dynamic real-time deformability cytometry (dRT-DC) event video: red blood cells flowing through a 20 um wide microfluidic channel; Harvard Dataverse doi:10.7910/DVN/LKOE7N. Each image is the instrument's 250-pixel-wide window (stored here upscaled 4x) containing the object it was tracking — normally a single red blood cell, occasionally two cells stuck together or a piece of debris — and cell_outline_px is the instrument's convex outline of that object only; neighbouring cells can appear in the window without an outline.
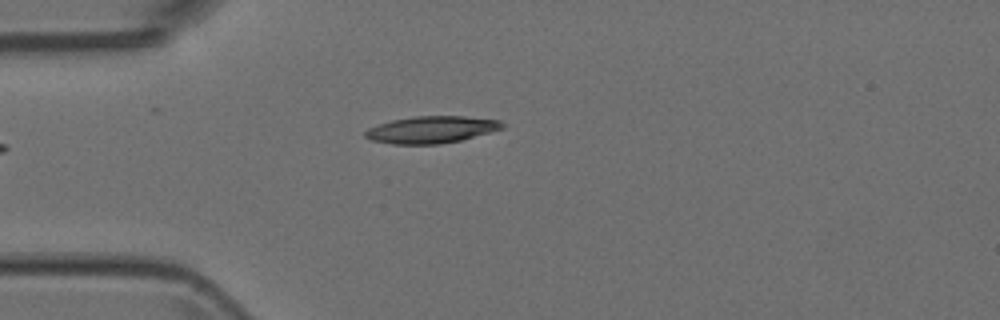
{"species": "Egyptian fruit bat (a non-hibernating species)", "species_latin": "Rousettus aegyptiacus", "temperature_condition": "room temperature", "stored_images_in_passage": 4, "camera_frame_rate_fps": 3000, "um_per_image_px": 0.085, "animal": {"sex": "female"}, "frame": {"image": 1, "passage_image": 4, "time_ms": 1.0, "image_size_px": [1000, 320], "cell_outline_px": [[504, 128], [460, 140], [440, 144], [392, 144], [372, 140], [364, 136], [364, 132], [368, 128], [392, 120], [416, 116], [464, 116], [500, 120], [504, 124]], "centroid_in_image_um": [36.67, 11.02], "position_along_channel_um": 48.3, "area_um2": 21.39}}